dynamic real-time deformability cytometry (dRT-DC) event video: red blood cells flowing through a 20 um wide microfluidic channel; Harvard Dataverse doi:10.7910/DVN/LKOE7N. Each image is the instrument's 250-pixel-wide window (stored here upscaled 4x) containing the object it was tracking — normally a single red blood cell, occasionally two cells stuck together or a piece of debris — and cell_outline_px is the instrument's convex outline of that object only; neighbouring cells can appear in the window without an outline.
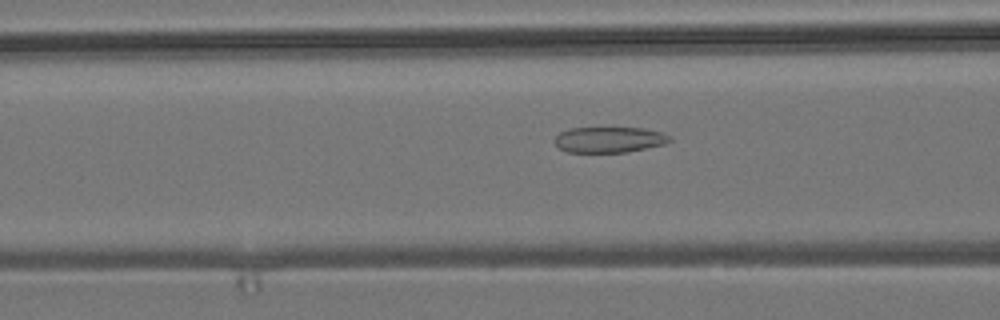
{"species": "common noctule bat (a hibernating species)", "species_latin": "Nyctalus noctula", "temperature_condition": "room temperature", "stored_images_in_passage": 54, "camera_frame_rate_fps": 3000, "um_per_image_px": 0.085, "animal": {"sex": "male", "body_mass_g": 19.2, "forearm_length_mm": 51.8}, "frame": {"image": 1, "passage_image": 21, "time_ms": 6.667, "image_size_px": [1000, 320], "cell_outline_px": [[672, 140], [664, 144], [628, 152], [568, 152], [560, 148], [552, 140], [560, 132], [572, 128], [644, 128], [660, 132], [672, 136]], "centroid_in_image_um": [51.79, 11.87], "position_along_channel_um": 114.8, "area_um2": 17.22}}
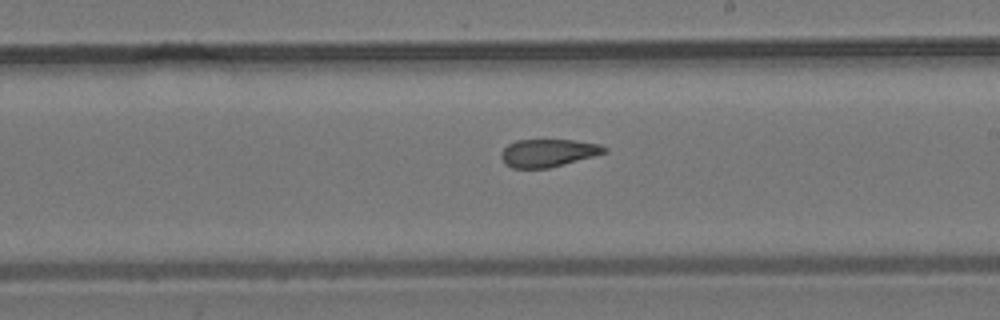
{"frame": {"image": 2, "passage_image": 31, "time_ms": 10.0, "image_size_px": [1000, 320], "cell_outline_px": [[608, 152], [564, 164], [548, 168], [512, 168], [504, 164], [500, 156], [500, 152], [508, 144], [516, 140], [572, 140], [600, 144], [608, 148]], "centroid_in_image_um": [46.57, 13.0], "position_along_channel_um": 242.4, "area_um2": 16.76}}
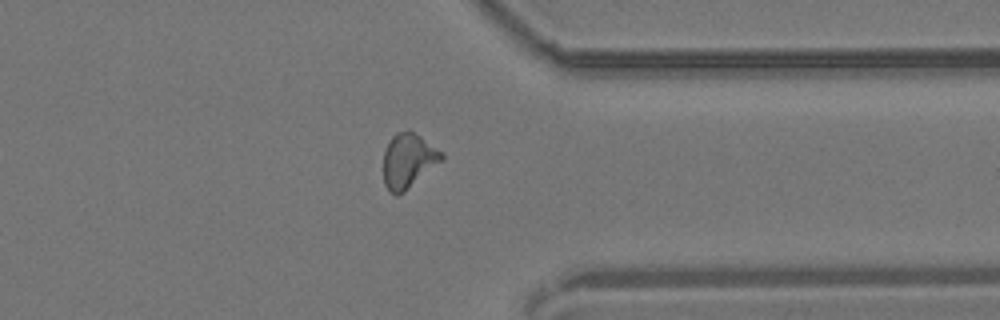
{"frame": {"image": 3, "passage_image": 42, "time_ms": 13.667, "image_size_px": [1000, 320], "cell_outline_px": [[444, 160], [404, 192], [396, 196], [388, 192], [384, 184], [384, 152], [388, 140], [396, 132], [408, 128], [444, 152]], "centroid_in_image_um": [34.71, 13.65], "position_along_channel_um": 376.7, "area_um2": 18.96}, "authors_computed_cell_mechanics": {"area_um2": 18.2648, "velocity_mm_per_s": 3.8206, "shape_relaxation_time_tau1_ms": null, "shape_relaxation_time_tau2_ms": 2.2826, "deformation_change_tau1": null, "deformation_change_tau2": 0.1039}}